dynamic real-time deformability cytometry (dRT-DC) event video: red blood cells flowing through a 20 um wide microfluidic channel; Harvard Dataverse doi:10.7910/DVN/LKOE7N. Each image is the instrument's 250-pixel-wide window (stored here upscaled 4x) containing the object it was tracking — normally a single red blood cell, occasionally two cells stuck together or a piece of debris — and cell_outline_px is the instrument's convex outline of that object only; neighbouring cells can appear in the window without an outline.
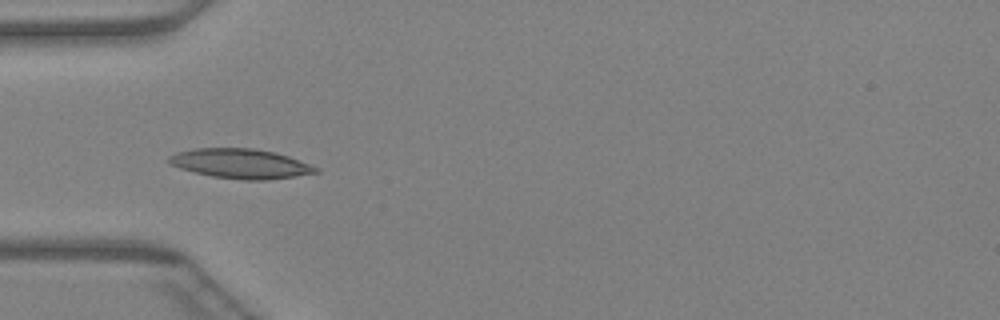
{"species": "Egyptian fruit bat (a non-hibernating species)", "species_latin": "Rousettus aegyptiacus", "temperature_condition": "warm", "stored_images_in_passage": 16, "camera_frame_rate_fps": 3000, "um_per_image_px": 0.085, "animal": {"sex": "female"}, "frame": {"image": 1, "passage_image": 5, "time_ms": 1.333, "image_size_px": [1000, 320], "cell_outline_px": [[320, 172], [296, 176], [264, 180], [244, 180], [212, 176], [180, 168], [172, 164], [168, 160], [168, 156], [176, 152], [196, 148], [252, 148], [276, 152], [288, 156], [320, 168]], "centroid_in_image_um": [20.48, 13.9], "position_along_channel_um": 64.5, "area_um2": 25.26}}